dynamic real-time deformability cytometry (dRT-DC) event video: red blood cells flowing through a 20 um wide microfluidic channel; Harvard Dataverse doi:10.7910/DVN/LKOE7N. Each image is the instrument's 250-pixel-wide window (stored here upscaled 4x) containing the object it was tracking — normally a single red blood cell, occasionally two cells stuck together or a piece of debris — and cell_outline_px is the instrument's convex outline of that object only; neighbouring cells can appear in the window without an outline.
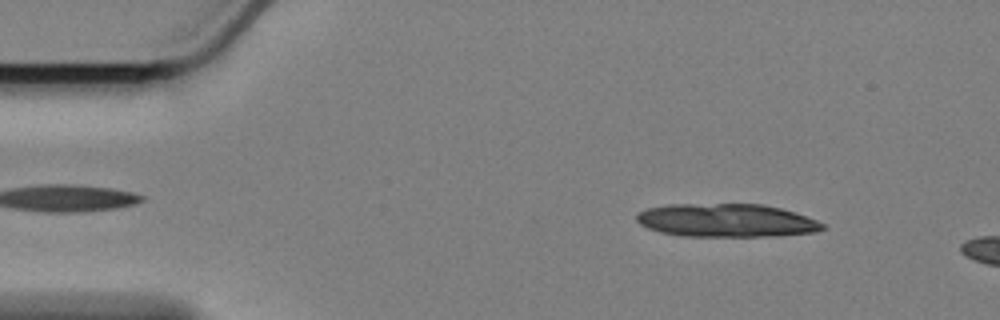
{"species": "Egyptian fruit bat (a non-hibernating species)", "species_latin": "Rousettus aegyptiacus", "temperature_condition": "cold", "stored_images_in_passage": 12, "camera_frame_rate_fps": 3000, "um_per_image_px": 0.085, "animal": {"sex": "female"}, "frame": {"image": 1, "passage_image": 6, "time_ms": 1.667, "image_size_px": [1000, 320], "cell_outline_px": [[828, 228], [816, 232], [776, 236], [680, 236], [660, 232], [648, 228], [640, 224], [636, 220], [636, 216], [640, 212], [648, 208], [668, 204], [760, 204], [780, 208], [796, 212], [816, 220], [824, 224]], "centroid_in_image_um": [61.77, 18.74], "position_along_channel_um": 23.2, "area_um2": 36.18}}